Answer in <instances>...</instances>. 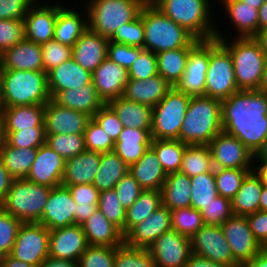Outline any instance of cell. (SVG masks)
Listing matches in <instances>:
<instances>
[{
  "instance_id": "obj_12",
  "label": "cell",
  "mask_w": 267,
  "mask_h": 267,
  "mask_svg": "<svg viewBox=\"0 0 267 267\" xmlns=\"http://www.w3.org/2000/svg\"><path fill=\"white\" fill-rule=\"evenodd\" d=\"M208 146L214 168L253 169L254 154L235 136L222 130Z\"/></svg>"
},
{
  "instance_id": "obj_76",
  "label": "cell",
  "mask_w": 267,
  "mask_h": 267,
  "mask_svg": "<svg viewBox=\"0 0 267 267\" xmlns=\"http://www.w3.org/2000/svg\"><path fill=\"white\" fill-rule=\"evenodd\" d=\"M259 210L267 211V187L263 186L260 203H259Z\"/></svg>"
},
{
  "instance_id": "obj_2",
  "label": "cell",
  "mask_w": 267,
  "mask_h": 267,
  "mask_svg": "<svg viewBox=\"0 0 267 267\" xmlns=\"http://www.w3.org/2000/svg\"><path fill=\"white\" fill-rule=\"evenodd\" d=\"M139 15L145 32V50L157 54L165 50L193 48L200 41L153 4H145Z\"/></svg>"
},
{
  "instance_id": "obj_1",
  "label": "cell",
  "mask_w": 267,
  "mask_h": 267,
  "mask_svg": "<svg viewBox=\"0 0 267 267\" xmlns=\"http://www.w3.org/2000/svg\"><path fill=\"white\" fill-rule=\"evenodd\" d=\"M221 123L224 132L235 136L255 154L267 139V93L238 90L222 100Z\"/></svg>"
},
{
  "instance_id": "obj_8",
  "label": "cell",
  "mask_w": 267,
  "mask_h": 267,
  "mask_svg": "<svg viewBox=\"0 0 267 267\" xmlns=\"http://www.w3.org/2000/svg\"><path fill=\"white\" fill-rule=\"evenodd\" d=\"M51 189L28 179L13 180L0 207L22 222H38Z\"/></svg>"
},
{
  "instance_id": "obj_74",
  "label": "cell",
  "mask_w": 267,
  "mask_h": 267,
  "mask_svg": "<svg viewBox=\"0 0 267 267\" xmlns=\"http://www.w3.org/2000/svg\"><path fill=\"white\" fill-rule=\"evenodd\" d=\"M253 38L258 42L261 50L267 56V29L258 31Z\"/></svg>"
},
{
  "instance_id": "obj_26",
  "label": "cell",
  "mask_w": 267,
  "mask_h": 267,
  "mask_svg": "<svg viewBox=\"0 0 267 267\" xmlns=\"http://www.w3.org/2000/svg\"><path fill=\"white\" fill-rule=\"evenodd\" d=\"M92 82V73L83 69L72 58L47 72V85L50 97L58 92L82 88Z\"/></svg>"
},
{
  "instance_id": "obj_11",
  "label": "cell",
  "mask_w": 267,
  "mask_h": 267,
  "mask_svg": "<svg viewBox=\"0 0 267 267\" xmlns=\"http://www.w3.org/2000/svg\"><path fill=\"white\" fill-rule=\"evenodd\" d=\"M50 230L39 222H23L10 255L32 265H40L49 257Z\"/></svg>"
},
{
  "instance_id": "obj_51",
  "label": "cell",
  "mask_w": 267,
  "mask_h": 267,
  "mask_svg": "<svg viewBox=\"0 0 267 267\" xmlns=\"http://www.w3.org/2000/svg\"><path fill=\"white\" fill-rule=\"evenodd\" d=\"M3 140L12 147L38 148L45 144L46 134L44 126H34L32 129L20 131H3Z\"/></svg>"
},
{
  "instance_id": "obj_14",
  "label": "cell",
  "mask_w": 267,
  "mask_h": 267,
  "mask_svg": "<svg viewBox=\"0 0 267 267\" xmlns=\"http://www.w3.org/2000/svg\"><path fill=\"white\" fill-rule=\"evenodd\" d=\"M191 252L210 259L213 262L240 266L232 255L231 248L221 226L203 225L190 238Z\"/></svg>"
},
{
  "instance_id": "obj_64",
  "label": "cell",
  "mask_w": 267,
  "mask_h": 267,
  "mask_svg": "<svg viewBox=\"0 0 267 267\" xmlns=\"http://www.w3.org/2000/svg\"><path fill=\"white\" fill-rule=\"evenodd\" d=\"M36 1L37 0H0V19L24 20L27 11Z\"/></svg>"
},
{
  "instance_id": "obj_25",
  "label": "cell",
  "mask_w": 267,
  "mask_h": 267,
  "mask_svg": "<svg viewBox=\"0 0 267 267\" xmlns=\"http://www.w3.org/2000/svg\"><path fill=\"white\" fill-rule=\"evenodd\" d=\"M2 70L43 71L40 44L23 39L0 54Z\"/></svg>"
},
{
  "instance_id": "obj_69",
  "label": "cell",
  "mask_w": 267,
  "mask_h": 267,
  "mask_svg": "<svg viewBox=\"0 0 267 267\" xmlns=\"http://www.w3.org/2000/svg\"><path fill=\"white\" fill-rule=\"evenodd\" d=\"M40 267H78V262L55 259L49 256L40 264Z\"/></svg>"
},
{
  "instance_id": "obj_53",
  "label": "cell",
  "mask_w": 267,
  "mask_h": 267,
  "mask_svg": "<svg viewBox=\"0 0 267 267\" xmlns=\"http://www.w3.org/2000/svg\"><path fill=\"white\" fill-rule=\"evenodd\" d=\"M84 141L87 151L99 153L113 151L115 146L113 139L93 118L89 121L84 131Z\"/></svg>"
},
{
  "instance_id": "obj_58",
  "label": "cell",
  "mask_w": 267,
  "mask_h": 267,
  "mask_svg": "<svg viewBox=\"0 0 267 267\" xmlns=\"http://www.w3.org/2000/svg\"><path fill=\"white\" fill-rule=\"evenodd\" d=\"M43 71L47 73L72 58V47L52 39L41 45Z\"/></svg>"
},
{
  "instance_id": "obj_77",
  "label": "cell",
  "mask_w": 267,
  "mask_h": 267,
  "mask_svg": "<svg viewBox=\"0 0 267 267\" xmlns=\"http://www.w3.org/2000/svg\"><path fill=\"white\" fill-rule=\"evenodd\" d=\"M241 1L245 2L250 6H253L256 9H259L266 0H241Z\"/></svg>"
},
{
  "instance_id": "obj_67",
  "label": "cell",
  "mask_w": 267,
  "mask_h": 267,
  "mask_svg": "<svg viewBox=\"0 0 267 267\" xmlns=\"http://www.w3.org/2000/svg\"><path fill=\"white\" fill-rule=\"evenodd\" d=\"M13 178L7 171L2 161L0 160V205L4 201L9 189L11 188Z\"/></svg>"
},
{
  "instance_id": "obj_75",
  "label": "cell",
  "mask_w": 267,
  "mask_h": 267,
  "mask_svg": "<svg viewBox=\"0 0 267 267\" xmlns=\"http://www.w3.org/2000/svg\"><path fill=\"white\" fill-rule=\"evenodd\" d=\"M258 90L267 93V56H266V61L264 65L261 83L259 85Z\"/></svg>"
},
{
  "instance_id": "obj_45",
  "label": "cell",
  "mask_w": 267,
  "mask_h": 267,
  "mask_svg": "<svg viewBox=\"0 0 267 267\" xmlns=\"http://www.w3.org/2000/svg\"><path fill=\"white\" fill-rule=\"evenodd\" d=\"M187 145L180 140L152 139L151 147L157 153L166 174L179 172L182 155Z\"/></svg>"
},
{
  "instance_id": "obj_16",
  "label": "cell",
  "mask_w": 267,
  "mask_h": 267,
  "mask_svg": "<svg viewBox=\"0 0 267 267\" xmlns=\"http://www.w3.org/2000/svg\"><path fill=\"white\" fill-rule=\"evenodd\" d=\"M148 250L156 267H185L192 253L190 238L173 229L159 236Z\"/></svg>"
},
{
  "instance_id": "obj_4",
  "label": "cell",
  "mask_w": 267,
  "mask_h": 267,
  "mask_svg": "<svg viewBox=\"0 0 267 267\" xmlns=\"http://www.w3.org/2000/svg\"><path fill=\"white\" fill-rule=\"evenodd\" d=\"M216 26L217 39L231 54L235 82L239 90H258L261 83L266 54L253 37L236 38L231 41Z\"/></svg>"
},
{
  "instance_id": "obj_48",
  "label": "cell",
  "mask_w": 267,
  "mask_h": 267,
  "mask_svg": "<svg viewBox=\"0 0 267 267\" xmlns=\"http://www.w3.org/2000/svg\"><path fill=\"white\" fill-rule=\"evenodd\" d=\"M204 225L201 212L193 207L171 211V227L177 233L191 238Z\"/></svg>"
},
{
  "instance_id": "obj_78",
  "label": "cell",
  "mask_w": 267,
  "mask_h": 267,
  "mask_svg": "<svg viewBox=\"0 0 267 267\" xmlns=\"http://www.w3.org/2000/svg\"><path fill=\"white\" fill-rule=\"evenodd\" d=\"M3 108V96H2V69L0 68V112Z\"/></svg>"
},
{
  "instance_id": "obj_17",
  "label": "cell",
  "mask_w": 267,
  "mask_h": 267,
  "mask_svg": "<svg viewBox=\"0 0 267 267\" xmlns=\"http://www.w3.org/2000/svg\"><path fill=\"white\" fill-rule=\"evenodd\" d=\"M91 116L56 103L52 98L45 104V134H84Z\"/></svg>"
},
{
  "instance_id": "obj_3",
  "label": "cell",
  "mask_w": 267,
  "mask_h": 267,
  "mask_svg": "<svg viewBox=\"0 0 267 267\" xmlns=\"http://www.w3.org/2000/svg\"><path fill=\"white\" fill-rule=\"evenodd\" d=\"M222 130L221 101L205 95L191 97L179 140L186 145H209Z\"/></svg>"
},
{
  "instance_id": "obj_7",
  "label": "cell",
  "mask_w": 267,
  "mask_h": 267,
  "mask_svg": "<svg viewBox=\"0 0 267 267\" xmlns=\"http://www.w3.org/2000/svg\"><path fill=\"white\" fill-rule=\"evenodd\" d=\"M84 5L88 28L110 40L122 24L139 16L145 3L142 0H87Z\"/></svg>"
},
{
  "instance_id": "obj_50",
  "label": "cell",
  "mask_w": 267,
  "mask_h": 267,
  "mask_svg": "<svg viewBox=\"0 0 267 267\" xmlns=\"http://www.w3.org/2000/svg\"><path fill=\"white\" fill-rule=\"evenodd\" d=\"M114 267H156L148 249L125 245L115 247Z\"/></svg>"
},
{
  "instance_id": "obj_5",
  "label": "cell",
  "mask_w": 267,
  "mask_h": 267,
  "mask_svg": "<svg viewBox=\"0 0 267 267\" xmlns=\"http://www.w3.org/2000/svg\"><path fill=\"white\" fill-rule=\"evenodd\" d=\"M212 0H156L153 5L198 40L215 39ZM212 6V7H211ZM213 13V14H212Z\"/></svg>"
},
{
  "instance_id": "obj_52",
  "label": "cell",
  "mask_w": 267,
  "mask_h": 267,
  "mask_svg": "<svg viewBox=\"0 0 267 267\" xmlns=\"http://www.w3.org/2000/svg\"><path fill=\"white\" fill-rule=\"evenodd\" d=\"M97 208L120 230L124 228L126 209L119 201L115 189L99 192Z\"/></svg>"
},
{
  "instance_id": "obj_9",
  "label": "cell",
  "mask_w": 267,
  "mask_h": 267,
  "mask_svg": "<svg viewBox=\"0 0 267 267\" xmlns=\"http://www.w3.org/2000/svg\"><path fill=\"white\" fill-rule=\"evenodd\" d=\"M191 96L172 87L166 96L153 107L152 139L179 140L180 129Z\"/></svg>"
},
{
  "instance_id": "obj_61",
  "label": "cell",
  "mask_w": 267,
  "mask_h": 267,
  "mask_svg": "<svg viewBox=\"0 0 267 267\" xmlns=\"http://www.w3.org/2000/svg\"><path fill=\"white\" fill-rule=\"evenodd\" d=\"M143 50L140 47L128 46L109 40L107 58L128 70Z\"/></svg>"
},
{
  "instance_id": "obj_49",
  "label": "cell",
  "mask_w": 267,
  "mask_h": 267,
  "mask_svg": "<svg viewBox=\"0 0 267 267\" xmlns=\"http://www.w3.org/2000/svg\"><path fill=\"white\" fill-rule=\"evenodd\" d=\"M45 143L65 160L86 150L84 134H46Z\"/></svg>"
},
{
  "instance_id": "obj_21",
  "label": "cell",
  "mask_w": 267,
  "mask_h": 267,
  "mask_svg": "<svg viewBox=\"0 0 267 267\" xmlns=\"http://www.w3.org/2000/svg\"><path fill=\"white\" fill-rule=\"evenodd\" d=\"M75 204L76 202L67 187L61 185L52 188L41 219L38 222L46 226L50 231L75 225Z\"/></svg>"
},
{
  "instance_id": "obj_37",
  "label": "cell",
  "mask_w": 267,
  "mask_h": 267,
  "mask_svg": "<svg viewBox=\"0 0 267 267\" xmlns=\"http://www.w3.org/2000/svg\"><path fill=\"white\" fill-rule=\"evenodd\" d=\"M162 205L170 211L191 207V178L181 172L167 174L161 189Z\"/></svg>"
},
{
  "instance_id": "obj_36",
  "label": "cell",
  "mask_w": 267,
  "mask_h": 267,
  "mask_svg": "<svg viewBox=\"0 0 267 267\" xmlns=\"http://www.w3.org/2000/svg\"><path fill=\"white\" fill-rule=\"evenodd\" d=\"M108 105L117 114L123 127H132L137 129L152 128V107L129 101L123 97L111 100Z\"/></svg>"
},
{
  "instance_id": "obj_59",
  "label": "cell",
  "mask_w": 267,
  "mask_h": 267,
  "mask_svg": "<svg viewBox=\"0 0 267 267\" xmlns=\"http://www.w3.org/2000/svg\"><path fill=\"white\" fill-rule=\"evenodd\" d=\"M24 20L0 19V54L25 38Z\"/></svg>"
},
{
  "instance_id": "obj_6",
  "label": "cell",
  "mask_w": 267,
  "mask_h": 267,
  "mask_svg": "<svg viewBox=\"0 0 267 267\" xmlns=\"http://www.w3.org/2000/svg\"><path fill=\"white\" fill-rule=\"evenodd\" d=\"M3 107L45 105L50 99L44 71L2 70Z\"/></svg>"
},
{
  "instance_id": "obj_19",
  "label": "cell",
  "mask_w": 267,
  "mask_h": 267,
  "mask_svg": "<svg viewBox=\"0 0 267 267\" xmlns=\"http://www.w3.org/2000/svg\"><path fill=\"white\" fill-rule=\"evenodd\" d=\"M42 3L37 0L24 18L25 39L40 45L54 39L58 12L57 3Z\"/></svg>"
},
{
  "instance_id": "obj_44",
  "label": "cell",
  "mask_w": 267,
  "mask_h": 267,
  "mask_svg": "<svg viewBox=\"0 0 267 267\" xmlns=\"http://www.w3.org/2000/svg\"><path fill=\"white\" fill-rule=\"evenodd\" d=\"M65 187L69 189L73 200L76 202L74 211L75 224L81 225L97 209L99 191L93 184H78Z\"/></svg>"
},
{
  "instance_id": "obj_39",
  "label": "cell",
  "mask_w": 267,
  "mask_h": 267,
  "mask_svg": "<svg viewBox=\"0 0 267 267\" xmlns=\"http://www.w3.org/2000/svg\"><path fill=\"white\" fill-rule=\"evenodd\" d=\"M38 148H17L4 140L0 145V160L14 180L26 179L37 156Z\"/></svg>"
},
{
  "instance_id": "obj_24",
  "label": "cell",
  "mask_w": 267,
  "mask_h": 267,
  "mask_svg": "<svg viewBox=\"0 0 267 267\" xmlns=\"http://www.w3.org/2000/svg\"><path fill=\"white\" fill-rule=\"evenodd\" d=\"M108 42L109 39L88 28L73 45L72 59L93 73L107 58Z\"/></svg>"
},
{
  "instance_id": "obj_80",
  "label": "cell",
  "mask_w": 267,
  "mask_h": 267,
  "mask_svg": "<svg viewBox=\"0 0 267 267\" xmlns=\"http://www.w3.org/2000/svg\"><path fill=\"white\" fill-rule=\"evenodd\" d=\"M145 4H151V0H142Z\"/></svg>"
},
{
  "instance_id": "obj_47",
  "label": "cell",
  "mask_w": 267,
  "mask_h": 267,
  "mask_svg": "<svg viewBox=\"0 0 267 267\" xmlns=\"http://www.w3.org/2000/svg\"><path fill=\"white\" fill-rule=\"evenodd\" d=\"M251 171L253 169L214 168L218 194L231 200L240 189L244 178Z\"/></svg>"
},
{
  "instance_id": "obj_33",
  "label": "cell",
  "mask_w": 267,
  "mask_h": 267,
  "mask_svg": "<svg viewBox=\"0 0 267 267\" xmlns=\"http://www.w3.org/2000/svg\"><path fill=\"white\" fill-rule=\"evenodd\" d=\"M151 141V129L123 127L113 151L130 166L144 155Z\"/></svg>"
},
{
  "instance_id": "obj_27",
  "label": "cell",
  "mask_w": 267,
  "mask_h": 267,
  "mask_svg": "<svg viewBox=\"0 0 267 267\" xmlns=\"http://www.w3.org/2000/svg\"><path fill=\"white\" fill-rule=\"evenodd\" d=\"M171 88L172 86L159 74L146 80L128 79L122 97L153 108Z\"/></svg>"
},
{
  "instance_id": "obj_32",
  "label": "cell",
  "mask_w": 267,
  "mask_h": 267,
  "mask_svg": "<svg viewBox=\"0 0 267 267\" xmlns=\"http://www.w3.org/2000/svg\"><path fill=\"white\" fill-rule=\"evenodd\" d=\"M129 172L144 190L161 191L167 177L151 146L136 163L129 166Z\"/></svg>"
},
{
  "instance_id": "obj_62",
  "label": "cell",
  "mask_w": 267,
  "mask_h": 267,
  "mask_svg": "<svg viewBox=\"0 0 267 267\" xmlns=\"http://www.w3.org/2000/svg\"><path fill=\"white\" fill-rule=\"evenodd\" d=\"M114 189L118 195L119 201L125 209L131 207L138 199V196L144 191L130 172L117 182Z\"/></svg>"
},
{
  "instance_id": "obj_65",
  "label": "cell",
  "mask_w": 267,
  "mask_h": 267,
  "mask_svg": "<svg viewBox=\"0 0 267 267\" xmlns=\"http://www.w3.org/2000/svg\"><path fill=\"white\" fill-rule=\"evenodd\" d=\"M254 238L263 248L267 247V211L258 210L246 216Z\"/></svg>"
},
{
  "instance_id": "obj_30",
  "label": "cell",
  "mask_w": 267,
  "mask_h": 267,
  "mask_svg": "<svg viewBox=\"0 0 267 267\" xmlns=\"http://www.w3.org/2000/svg\"><path fill=\"white\" fill-rule=\"evenodd\" d=\"M100 167V153L81 152L65 160L62 185L92 184Z\"/></svg>"
},
{
  "instance_id": "obj_20",
  "label": "cell",
  "mask_w": 267,
  "mask_h": 267,
  "mask_svg": "<svg viewBox=\"0 0 267 267\" xmlns=\"http://www.w3.org/2000/svg\"><path fill=\"white\" fill-rule=\"evenodd\" d=\"M88 242L81 225H71L50 231L49 256L55 259L78 262Z\"/></svg>"
},
{
  "instance_id": "obj_15",
  "label": "cell",
  "mask_w": 267,
  "mask_h": 267,
  "mask_svg": "<svg viewBox=\"0 0 267 267\" xmlns=\"http://www.w3.org/2000/svg\"><path fill=\"white\" fill-rule=\"evenodd\" d=\"M209 59L210 40H200L190 50L185 72L175 87L191 97L205 95Z\"/></svg>"
},
{
  "instance_id": "obj_79",
  "label": "cell",
  "mask_w": 267,
  "mask_h": 267,
  "mask_svg": "<svg viewBox=\"0 0 267 267\" xmlns=\"http://www.w3.org/2000/svg\"><path fill=\"white\" fill-rule=\"evenodd\" d=\"M3 137L2 114L0 112V145L3 143Z\"/></svg>"
},
{
  "instance_id": "obj_42",
  "label": "cell",
  "mask_w": 267,
  "mask_h": 267,
  "mask_svg": "<svg viewBox=\"0 0 267 267\" xmlns=\"http://www.w3.org/2000/svg\"><path fill=\"white\" fill-rule=\"evenodd\" d=\"M162 205V193L157 190H144L134 204L126 209L125 225L121 230L124 236L132 227L148 218Z\"/></svg>"
},
{
  "instance_id": "obj_43",
  "label": "cell",
  "mask_w": 267,
  "mask_h": 267,
  "mask_svg": "<svg viewBox=\"0 0 267 267\" xmlns=\"http://www.w3.org/2000/svg\"><path fill=\"white\" fill-rule=\"evenodd\" d=\"M211 170H214V166L208 145H187L185 147L179 172L191 178Z\"/></svg>"
},
{
  "instance_id": "obj_63",
  "label": "cell",
  "mask_w": 267,
  "mask_h": 267,
  "mask_svg": "<svg viewBox=\"0 0 267 267\" xmlns=\"http://www.w3.org/2000/svg\"><path fill=\"white\" fill-rule=\"evenodd\" d=\"M92 118L105 130L114 142L117 141L123 125L117 114L108 104H105Z\"/></svg>"
},
{
  "instance_id": "obj_13",
  "label": "cell",
  "mask_w": 267,
  "mask_h": 267,
  "mask_svg": "<svg viewBox=\"0 0 267 267\" xmlns=\"http://www.w3.org/2000/svg\"><path fill=\"white\" fill-rule=\"evenodd\" d=\"M221 228L231 248L233 259L240 266L251 261L263 249L254 238L246 216L233 214Z\"/></svg>"
},
{
  "instance_id": "obj_72",
  "label": "cell",
  "mask_w": 267,
  "mask_h": 267,
  "mask_svg": "<svg viewBox=\"0 0 267 267\" xmlns=\"http://www.w3.org/2000/svg\"><path fill=\"white\" fill-rule=\"evenodd\" d=\"M256 165L254 163L253 171L260 178L263 186L267 187V164H256Z\"/></svg>"
},
{
  "instance_id": "obj_35",
  "label": "cell",
  "mask_w": 267,
  "mask_h": 267,
  "mask_svg": "<svg viewBox=\"0 0 267 267\" xmlns=\"http://www.w3.org/2000/svg\"><path fill=\"white\" fill-rule=\"evenodd\" d=\"M45 105H25L3 107V131H20L32 129L34 126H44Z\"/></svg>"
},
{
  "instance_id": "obj_73",
  "label": "cell",
  "mask_w": 267,
  "mask_h": 267,
  "mask_svg": "<svg viewBox=\"0 0 267 267\" xmlns=\"http://www.w3.org/2000/svg\"><path fill=\"white\" fill-rule=\"evenodd\" d=\"M259 10V31L267 29V0L262 4Z\"/></svg>"
},
{
  "instance_id": "obj_18",
  "label": "cell",
  "mask_w": 267,
  "mask_h": 267,
  "mask_svg": "<svg viewBox=\"0 0 267 267\" xmlns=\"http://www.w3.org/2000/svg\"><path fill=\"white\" fill-rule=\"evenodd\" d=\"M171 211L161 205L148 218L132 227L124 235V244L148 249L159 236L171 230Z\"/></svg>"
},
{
  "instance_id": "obj_56",
  "label": "cell",
  "mask_w": 267,
  "mask_h": 267,
  "mask_svg": "<svg viewBox=\"0 0 267 267\" xmlns=\"http://www.w3.org/2000/svg\"><path fill=\"white\" fill-rule=\"evenodd\" d=\"M22 223L0 207V258L11 253Z\"/></svg>"
},
{
  "instance_id": "obj_41",
  "label": "cell",
  "mask_w": 267,
  "mask_h": 267,
  "mask_svg": "<svg viewBox=\"0 0 267 267\" xmlns=\"http://www.w3.org/2000/svg\"><path fill=\"white\" fill-rule=\"evenodd\" d=\"M192 48L165 50L156 54L158 74L172 87L181 80Z\"/></svg>"
},
{
  "instance_id": "obj_54",
  "label": "cell",
  "mask_w": 267,
  "mask_h": 267,
  "mask_svg": "<svg viewBox=\"0 0 267 267\" xmlns=\"http://www.w3.org/2000/svg\"><path fill=\"white\" fill-rule=\"evenodd\" d=\"M115 247L88 245L78 260V267H114Z\"/></svg>"
},
{
  "instance_id": "obj_66",
  "label": "cell",
  "mask_w": 267,
  "mask_h": 267,
  "mask_svg": "<svg viewBox=\"0 0 267 267\" xmlns=\"http://www.w3.org/2000/svg\"><path fill=\"white\" fill-rule=\"evenodd\" d=\"M185 267H241V266H232V265L216 263L211 261L210 259L191 253L189 259L186 262Z\"/></svg>"
},
{
  "instance_id": "obj_38",
  "label": "cell",
  "mask_w": 267,
  "mask_h": 267,
  "mask_svg": "<svg viewBox=\"0 0 267 267\" xmlns=\"http://www.w3.org/2000/svg\"><path fill=\"white\" fill-rule=\"evenodd\" d=\"M263 184L254 171L243 180L240 189L231 199L232 211L235 215L247 216L259 210Z\"/></svg>"
},
{
  "instance_id": "obj_55",
  "label": "cell",
  "mask_w": 267,
  "mask_h": 267,
  "mask_svg": "<svg viewBox=\"0 0 267 267\" xmlns=\"http://www.w3.org/2000/svg\"><path fill=\"white\" fill-rule=\"evenodd\" d=\"M205 225L221 226L233 215L231 200L218 195L200 210Z\"/></svg>"
},
{
  "instance_id": "obj_68",
  "label": "cell",
  "mask_w": 267,
  "mask_h": 267,
  "mask_svg": "<svg viewBox=\"0 0 267 267\" xmlns=\"http://www.w3.org/2000/svg\"><path fill=\"white\" fill-rule=\"evenodd\" d=\"M0 267H40L15 259L10 254L0 258Z\"/></svg>"
},
{
  "instance_id": "obj_29",
  "label": "cell",
  "mask_w": 267,
  "mask_h": 267,
  "mask_svg": "<svg viewBox=\"0 0 267 267\" xmlns=\"http://www.w3.org/2000/svg\"><path fill=\"white\" fill-rule=\"evenodd\" d=\"M81 226L88 245L118 247L124 243L121 230L110 222L98 208Z\"/></svg>"
},
{
  "instance_id": "obj_23",
  "label": "cell",
  "mask_w": 267,
  "mask_h": 267,
  "mask_svg": "<svg viewBox=\"0 0 267 267\" xmlns=\"http://www.w3.org/2000/svg\"><path fill=\"white\" fill-rule=\"evenodd\" d=\"M128 79V70L108 58L92 73L93 85L105 104L122 97Z\"/></svg>"
},
{
  "instance_id": "obj_28",
  "label": "cell",
  "mask_w": 267,
  "mask_h": 267,
  "mask_svg": "<svg viewBox=\"0 0 267 267\" xmlns=\"http://www.w3.org/2000/svg\"><path fill=\"white\" fill-rule=\"evenodd\" d=\"M78 9L67 8L58 4L57 20L55 23L54 39L64 45L73 47L81 35L88 29L87 10L81 13Z\"/></svg>"
},
{
  "instance_id": "obj_22",
  "label": "cell",
  "mask_w": 267,
  "mask_h": 267,
  "mask_svg": "<svg viewBox=\"0 0 267 267\" xmlns=\"http://www.w3.org/2000/svg\"><path fill=\"white\" fill-rule=\"evenodd\" d=\"M64 167L65 159L45 143L38 147L37 156L26 179L55 188L62 185Z\"/></svg>"
},
{
  "instance_id": "obj_71",
  "label": "cell",
  "mask_w": 267,
  "mask_h": 267,
  "mask_svg": "<svg viewBox=\"0 0 267 267\" xmlns=\"http://www.w3.org/2000/svg\"><path fill=\"white\" fill-rule=\"evenodd\" d=\"M254 162L259 164H267V139L254 154Z\"/></svg>"
},
{
  "instance_id": "obj_40",
  "label": "cell",
  "mask_w": 267,
  "mask_h": 267,
  "mask_svg": "<svg viewBox=\"0 0 267 267\" xmlns=\"http://www.w3.org/2000/svg\"><path fill=\"white\" fill-rule=\"evenodd\" d=\"M128 172L129 166L114 151L100 153V167L92 184L99 192L114 189Z\"/></svg>"
},
{
  "instance_id": "obj_46",
  "label": "cell",
  "mask_w": 267,
  "mask_h": 267,
  "mask_svg": "<svg viewBox=\"0 0 267 267\" xmlns=\"http://www.w3.org/2000/svg\"><path fill=\"white\" fill-rule=\"evenodd\" d=\"M218 195L214 170L191 177V207L200 211Z\"/></svg>"
},
{
  "instance_id": "obj_60",
  "label": "cell",
  "mask_w": 267,
  "mask_h": 267,
  "mask_svg": "<svg viewBox=\"0 0 267 267\" xmlns=\"http://www.w3.org/2000/svg\"><path fill=\"white\" fill-rule=\"evenodd\" d=\"M158 74L156 54L143 50L137 60L128 69V78L135 80H146Z\"/></svg>"
},
{
  "instance_id": "obj_10",
  "label": "cell",
  "mask_w": 267,
  "mask_h": 267,
  "mask_svg": "<svg viewBox=\"0 0 267 267\" xmlns=\"http://www.w3.org/2000/svg\"><path fill=\"white\" fill-rule=\"evenodd\" d=\"M238 90L231 54L217 39L210 40L205 96L222 101Z\"/></svg>"
},
{
  "instance_id": "obj_57",
  "label": "cell",
  "mask_w": 267,
  "mask_h": 267,
  "mask_svg": "<svg viewBox=\"0 0 267 267\" xmlns=\"http://www.w3.org/2000/svg\"><path fill=\"white\" fill-rule=\"evenodd\" d=\"M144 27L139 15L129 23L122 24L110 41L144 49Z\"/></svg>"
},
{
  "instance_id": "obj_70",
  "label": "cell",
  "mask_w": 267,
  "mask_h": 267,
  "mask_svg": "<svg viewBox=\"0 0 267 267\" xmlns=\"http://www.w3.org/2000/svg\"><path fill=\"white\" fill-rule=\"evenodd\" d=\"M241 267H267V248H263L251 261Z\"/></svg>"
},
{
  "instance_id": "obj_34",
  "label": "cell",
  "mask_w": 267,
  "mask_h": 267,
  "mask_svg": "<svg viewBox=\"0 0 267 267\" xmlns=\"http://www.w3.org/2000/svg\"><path fill=\"white\" fill-rule=\"evenodd\" d=\"M52 99L61 106L83 112L91 117L105 105L99 97L93 82L77 90L73 88L60 91Z\"/></svg>"
},
{
  "instance_id": "obj_31",
  "label": "cell",
  "mask_w": 267,
  "mask_h": 267,
  "mask_svg": "<svg viewBox=\"0 0 267 267\" xmlns=\"http://www.w3.org/2000/svg\"><path fill=\"white\" fill-rule=\"evenodd\" d=\"M231 21L236 38L254 37L259 31V10L241 0H218Z\"/></svg>"
}]
</instances>
